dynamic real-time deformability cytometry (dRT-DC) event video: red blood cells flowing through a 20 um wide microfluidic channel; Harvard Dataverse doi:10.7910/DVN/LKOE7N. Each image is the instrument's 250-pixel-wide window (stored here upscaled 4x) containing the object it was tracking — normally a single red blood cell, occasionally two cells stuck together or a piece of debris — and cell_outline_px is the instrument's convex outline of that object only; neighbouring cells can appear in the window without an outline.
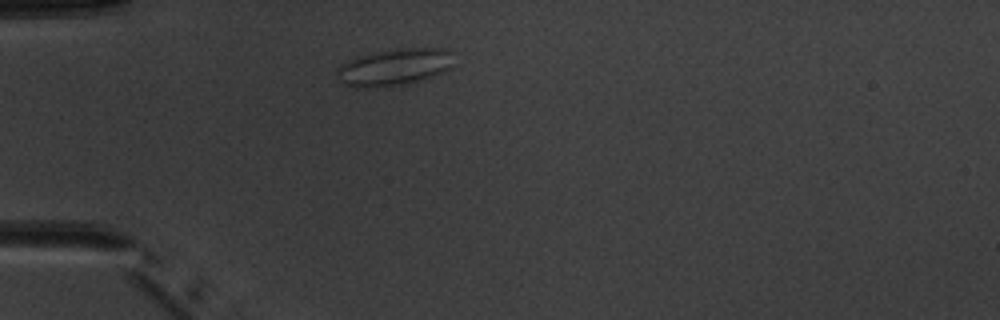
{"species": "common noctule bat (a hibernating species)", "species_latin": "Nyctalus noctula", "temperature_condition": "warm", "stored_images_in_passage": 1, "camera_frame_rate_fps": 3000, "um_per_image_px": 0.085, "animal": {"sex": "male", "body_mass_g": 20.1, "forearm_length_mm": 53.5}, "frame": {"image": 1, "passage_image": 1, "time_ms": 0.0, "image_size_px": [1000, 320], "cell_outline_px": [[452, 68], [432, 76], [416, 80], [368, 88], [356, 88], [344, 84], [336, 76], [336, 68], [340, 64], [356, 56], [368, 52], [412, 48], [444, 48], [448, 52], [452, 64]], "centroid_in_image_um": [33.41, 5.68], "position_along_channel_um": 51.6, "area_um2": 24.62}}